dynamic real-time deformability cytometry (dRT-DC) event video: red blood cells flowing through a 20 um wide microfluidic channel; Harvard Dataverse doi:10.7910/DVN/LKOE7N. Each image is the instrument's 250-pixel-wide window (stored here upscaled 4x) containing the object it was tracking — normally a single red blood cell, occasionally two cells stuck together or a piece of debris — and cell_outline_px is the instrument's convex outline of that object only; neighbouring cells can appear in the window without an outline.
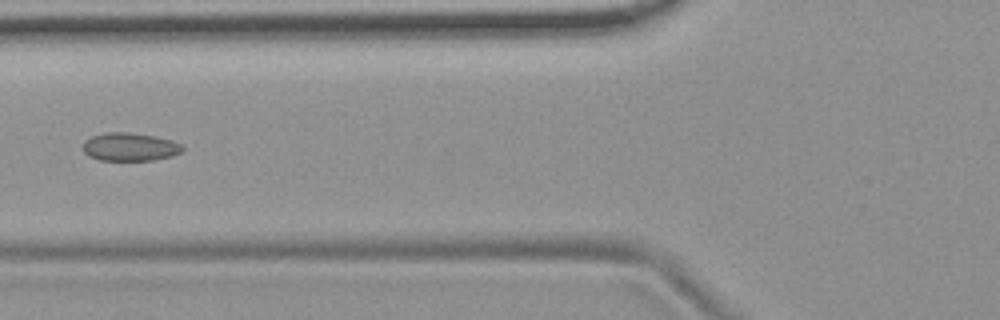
{"species": "common noctule bat (a hibernating species)", "species_latin": "Nyctalus noctula", "temperature_condition": "room temperature", "stored_images_in_passage": 7, "camera_frame_rate_fps": 3000, "um_per_image_px": 0.085, "animal": {"sex": "female", "body_mass_g": 19.9}, "frame": {"image": 1, "passage_image": 5, "time_ms": 4.667, "image_size_px": [1000, 320], "cell_outline_px": [[184, 148], [180, 152], [172, 156], [152, 160], [100, 160], [88, 156], [84, 152], [84, 140], [92, 136], [104, 132], [128, 132], [156, 136], [172, 140], [180, 144]], "centroid_in_image_um": [11.03, 12.48], "position_along_channel_um": 114.8, "area_um2": 16.36}}
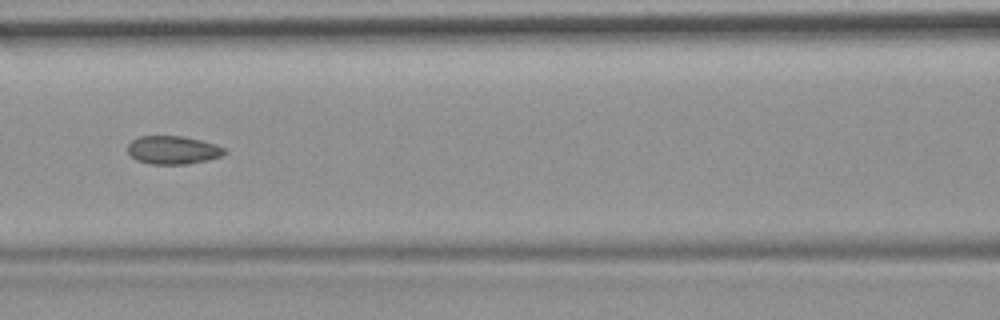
{"frame": {"image": 2, "passage_image": 6, "time_ms": 5.667, "image_size_px": [1000, 320], "cell_outline_px": [[228, 152], [220, 156], [208, 160], [188, 164], [152, 164], [136, 160], [128, 152], [128, 144], [132, 140], [140, 136], [180, 136], [200, 140], [216, 144], [228, 148]], "centroid_in_image_um": [14.74, 12.75], "position_along_channel_um": 151.9, "area_um2": 16.01}}
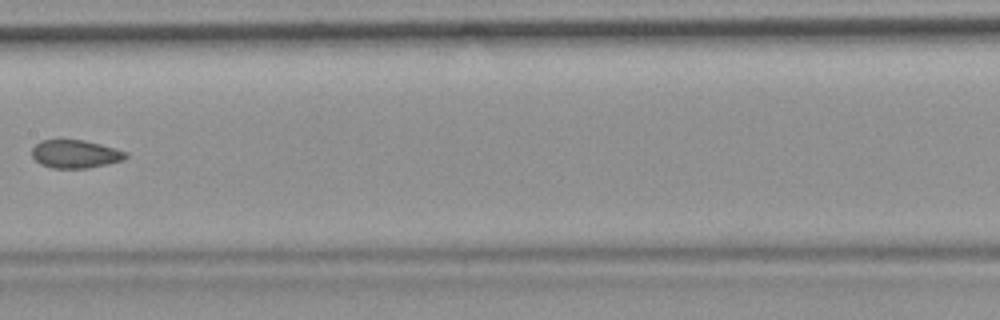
{"frame": {"image": 3, "passage_image": 7, "time_ms": 7.0, "image_size_px": [1000, 320], "cell_outline_px": [[128, 156], [124, 160], [108, 164], [88, 168], [52, 168], [40, 164], [32, 156], [32, 148], [40, 140], [84, 140], [100, 144], [128, 152]], "centroid_in_image_um": [6.42, 13.09], "position_along_channel_um": 201.0, "area_um2": 15.43}}